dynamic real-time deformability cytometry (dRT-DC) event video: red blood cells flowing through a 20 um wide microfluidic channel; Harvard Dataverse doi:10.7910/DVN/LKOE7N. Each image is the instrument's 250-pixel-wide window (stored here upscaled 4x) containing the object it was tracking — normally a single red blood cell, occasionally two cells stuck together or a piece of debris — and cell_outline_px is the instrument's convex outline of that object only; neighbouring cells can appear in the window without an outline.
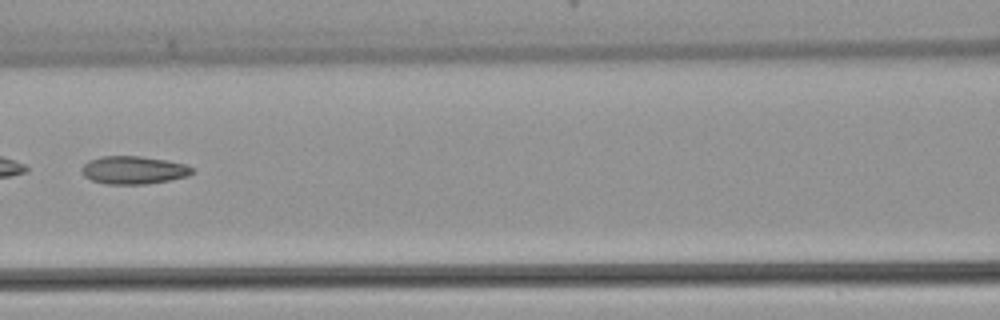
{"species": "common noctule bat (a hibernating species)", "species_latin": "Nyctalus noctula", "temperature_condition": "warm", "stored_images_in_passage": 45, "camera_frame_rate_fps": 3000, "um_per_image_px": 0.085, "animal": {"sex": "female", "body_mass_g": 22.7, "forearm_length_mm": 54.2}, "frame": {"image": 1, "passage_image": 20, "time_ms": 6.333, "image_size_px": [1000, 320], "cell_outline_px": [[196, 172], [188, 176], [168, 180], [144, 184], [104, 184], [92, 180], [84, 176], [80, 168], [88, 160], [100, 156], [140, 156], [168, 160], [184, 164], [196, 168]], "centroid_in_image_um": [11.37, 14.45], "position_along_channel_um": 155.2, "area_um2": 18.21}}